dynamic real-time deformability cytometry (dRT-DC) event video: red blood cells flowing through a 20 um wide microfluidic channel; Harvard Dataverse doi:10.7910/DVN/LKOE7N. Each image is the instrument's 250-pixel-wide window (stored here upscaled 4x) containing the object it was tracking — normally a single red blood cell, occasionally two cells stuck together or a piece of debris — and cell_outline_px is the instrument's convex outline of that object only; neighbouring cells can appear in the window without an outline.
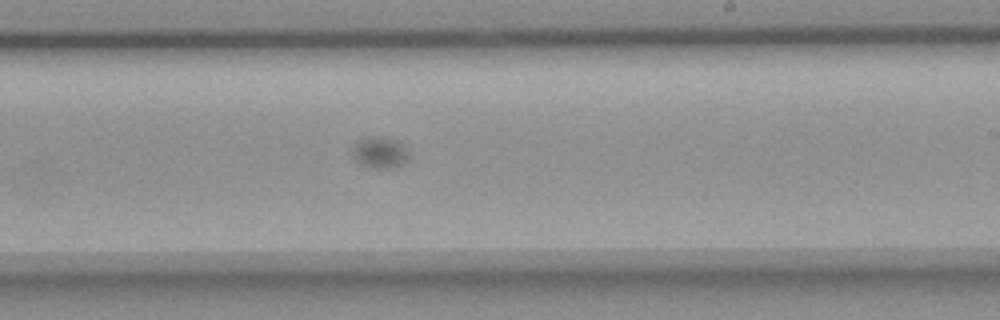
{"species": "common noctule bat (a hibernating species)", "species_latin": "Nyctalus noctula", "temperature_condition": "room temperature", "stored_images_in_passage": 48, "segment_of_instrument_passage": [1, 2], "camera_frame_rate_fps": 3000, "um_per_image_px": 0.085, "animal": {"sex": "female", "body_mass_g": 18.4}, "frame": {"image": 1, "passage_image": 23, "time_ms": 7.333, "image_size_px": [1000, 320], "cell_outline_px": [[408, 160], [404, 164], [396, 168], [368, 168], [356, 160], [352, 156], [352, 148], [360, 140], [368, 136], [384, 136], [400, 140], [404, 144], [408, 156]], "centroid_in_image_um": [32.32, 12.96], "position_along_channel_um": 256.7, "area_um2": 10.64}}